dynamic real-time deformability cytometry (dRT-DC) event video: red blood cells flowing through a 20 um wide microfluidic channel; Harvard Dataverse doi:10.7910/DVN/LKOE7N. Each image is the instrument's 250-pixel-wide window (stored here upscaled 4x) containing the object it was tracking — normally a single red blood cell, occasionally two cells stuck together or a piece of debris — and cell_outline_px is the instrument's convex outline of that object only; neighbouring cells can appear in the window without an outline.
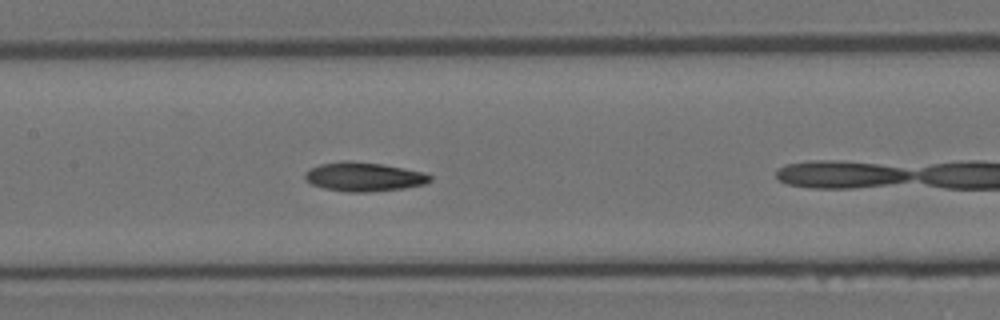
{"species": "Egyptian fruit bat (a non-hibernating species)", "species_latin": "Rousettus aegyptiacus", "temperature_condition": "room temperature", "stored_images_in_passage": 10, "camera_frame_rate_fps": 3000, "um_per_image_px": 0.085, "animal": {"sex": "female"}, "frame": {"image": 1, "passage_image": 9, "time_ms": 2.667, "image_size_px": [1000, 320], "cell_outline_px": [[432, 180], [424, 184], [404, 188], [364, 192], [348, 192], [324, 188], [312, 184], [304, 180], [304, 172], [308, 168], [320, 164], [344, 160], [348, 160], [384, 164], [424, 172], [432, 176]], "centroid_in_image_um": [30.9, 15.01], "position_along_channel_um": 176.5, "area_um2": 21.33}}